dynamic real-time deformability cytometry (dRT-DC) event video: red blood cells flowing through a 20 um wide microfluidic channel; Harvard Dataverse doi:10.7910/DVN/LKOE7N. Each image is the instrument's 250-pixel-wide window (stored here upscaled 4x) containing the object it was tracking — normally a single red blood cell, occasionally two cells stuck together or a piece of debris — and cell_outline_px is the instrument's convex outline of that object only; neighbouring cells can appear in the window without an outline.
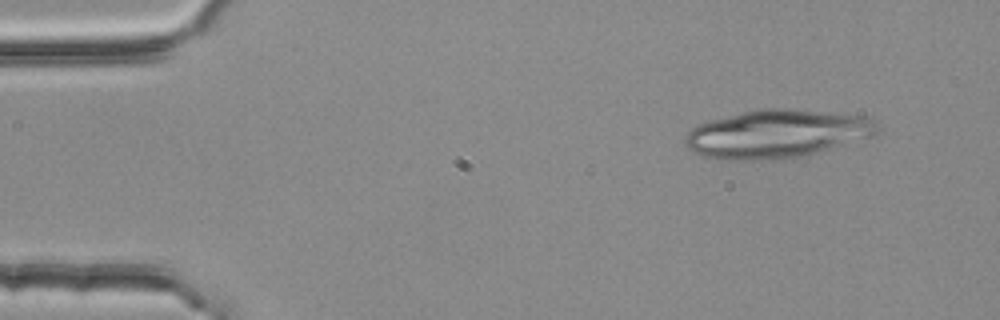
{"species": "common noctule bat (a hibernating species)", "species_latin": "Nyctalus noctula", "temperature_condition": "room temperature", "stored_images_in_passage": 3, "camera_frame_rate_fps": 3000, "um_per_image_px": 0.085, "animal": {"sex": "female", "body_mass_g": 25.1}, "frame": {"image": 1, "passage_image": 1, "time_ms": 0.0, "image_size_px": [1000, 320], "cell_outline_px": [[876, 136], [820, 152], [800, 156], [776, 160], [720, 160], [704, 156], [692, 152], [684, 144], [684, 136], [696, 124], [756, 108], [788, 108], [860, 116], [872, 120], [876, 124]], "centroid_in_image_um": [65.97, 11.39], "position_along_channel_um": 19.0, "area_um2": 54.27}}